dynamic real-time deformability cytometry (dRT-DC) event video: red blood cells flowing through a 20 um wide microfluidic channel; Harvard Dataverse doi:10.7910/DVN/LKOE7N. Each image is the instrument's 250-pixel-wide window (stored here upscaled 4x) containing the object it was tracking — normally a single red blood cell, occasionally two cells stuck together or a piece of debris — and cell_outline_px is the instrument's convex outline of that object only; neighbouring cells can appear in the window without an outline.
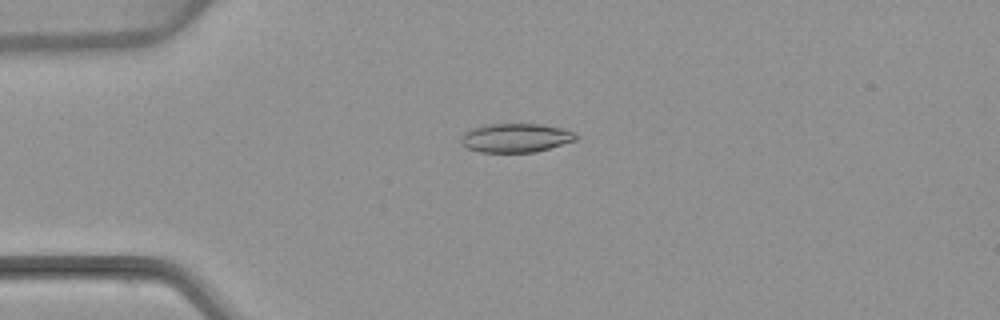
{"species": "common noctule bat (a hibernating species)", "species_latin": "Nyctalus noctula", "temperature_condition": "warm", "stored_images_in_passage": 53, "camera_frame_rate_fps": 3000, "um_per_image_px": 0.085, "animal": {"sex": "female", "body_mass_g": 22.7, "forearm_length_mm": 54.2}, "frame": {"image": 1, "passage_image": 13, "time_ms": 4.0, "image_size_px": [1000, 320], "cell_outline_px": [[580, 136], [576, 140], [536, 152], [480, 152], [468, 148], [460, 144], [460, 136], [468, 128], [488, 124], [544, 124], [576, 132]], "centroid_in_image_um": [43.81, 11.71], "position_along_channel_um": 41.2, "area_um2": 19.65}}
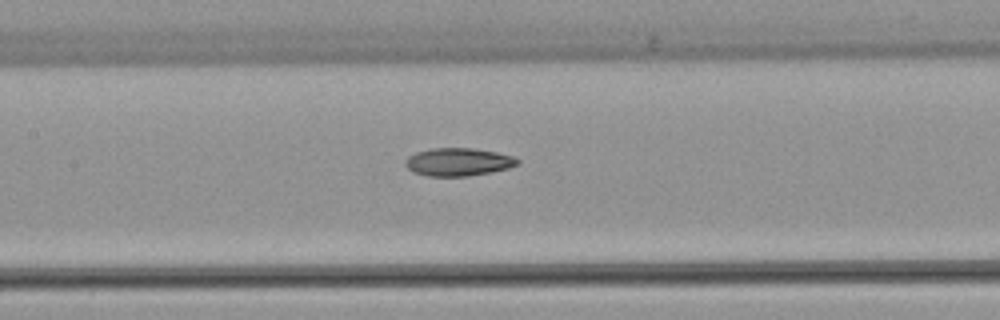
{"frame": {"image": 2, "passage_image": 25, "time_ms": 8.0, "image_size_px": [1000, 320], "cell_outline_px": [[520, 164], [508, 168], [468, 176], [428, 176], [412, 172], [404, 164], [404, 160], [408, 156], [416, 152], [432, 148], [472, 148], [496, 152], [512, 156], [520, 160]], "centroid_in_image_um": [38.92, 13.76], "position_along_channel_um": 168.5, "area_um2": 18.26}}
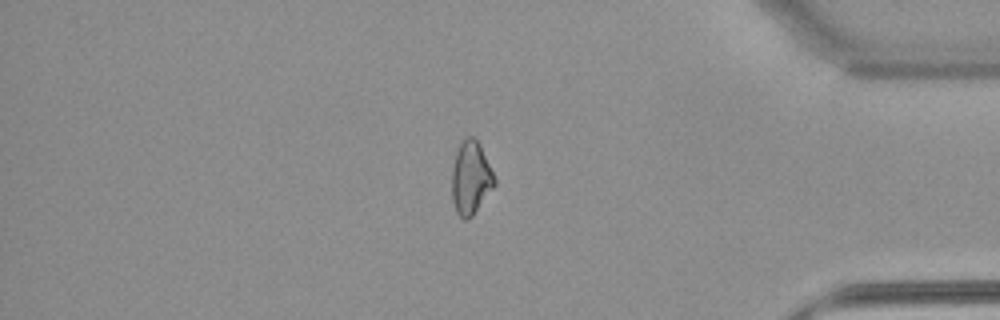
{"frame": {"image": 3, "passage_image": 45, "time_ms": 14.667, "image_size_px": [1000, 320], "cell_outline_px": [[496, 184], [472, 216], [468, 220], [464, 220], [456, 212], [452, 200], [452, 168], [456, 152], [460, 144], [468, 136], [472, 136], [480, 144], [496, 180]], "centroid_in_image_um": [40.01, 15.14], "position_along_channel_um": 395.2, "area_um2": 18.03}, "authors_computed_cell_mechanics": {"area_um2": 18.7272, "velocity_mm_per_s": 3.8517, "shape_relaxation_time_tau1_ms": null, "shape_relaxation_time_tau2_ms": 4.4673, "deformation_change_tau1": null, "deformation_change_tau2": 0.1185}}